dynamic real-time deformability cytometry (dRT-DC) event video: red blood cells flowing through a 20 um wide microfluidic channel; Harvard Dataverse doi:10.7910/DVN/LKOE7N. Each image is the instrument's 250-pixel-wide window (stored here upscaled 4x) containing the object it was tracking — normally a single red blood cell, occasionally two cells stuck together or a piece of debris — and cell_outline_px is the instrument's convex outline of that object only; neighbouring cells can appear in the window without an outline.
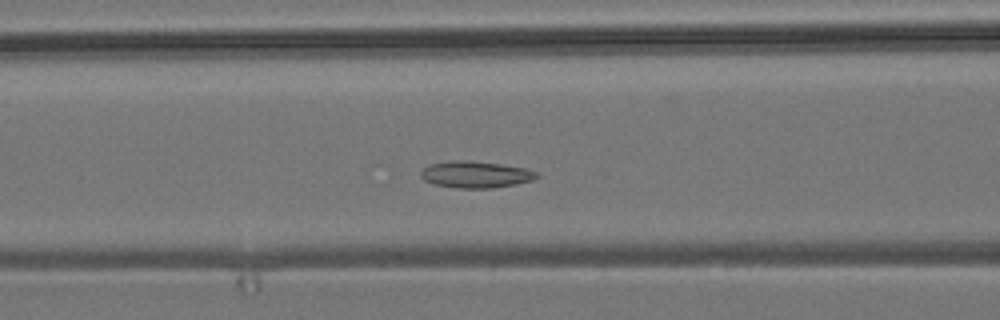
{"species": "common noctule bat (a hibernating species)", "species_latin": "Nyctalus noctula", "temperature_condition": "room temperature", "stored_images_in_passage": 50, "camera_frame_rate_fps": 3000, "um_per_image_px": 0.085, "animal": {"sex": "male", "body_mass_g": 19.2, "forearm_length_mm": 51.8}, "frame": {"image": 1, "passage_image": 18, "time_ms": 5.667, "image_size_px": [1000, 320], "cell_outline_px": [[540, 176], [532, 180], [516, 184], [492, 188], [456, 188], [436, 184], [424, 180], [420, 176], [420, 172], [428, 164], [452, 160], [468, 160], [500, 164], [524, 168], [540, 172]], "centroid_in_image_um": [40.44, 14.82], "position_along_channel_um": 126.2, "area_um2": 18.09}}
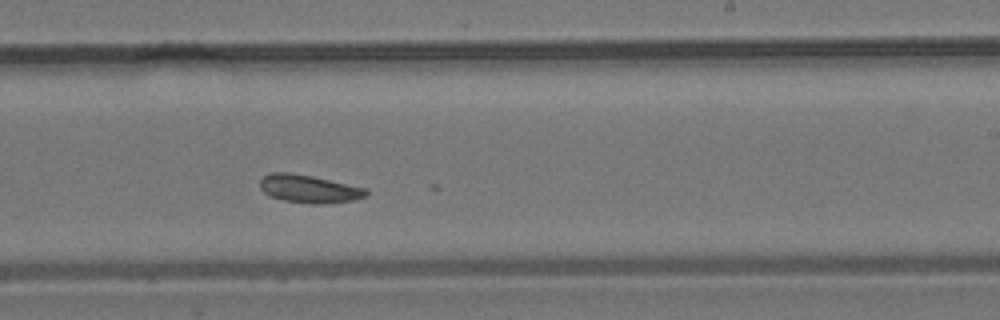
{"frame": {"image": 2, "passage_image": 29, "time_ms": 9.333, "image_size_px": [1000, 320], "cell_outline_px": [[368, 196], [352, 200], [324, 204], [312, 204], [284, 200], [268, 196], [260, 188], [260, 180], [268, 172], [288, 172], [312, 176], [368, 188]], "centroid_in_image_um": [26.27, 16.05], "position_along_channel_um": 262.7, "area_um2": 17.46}}
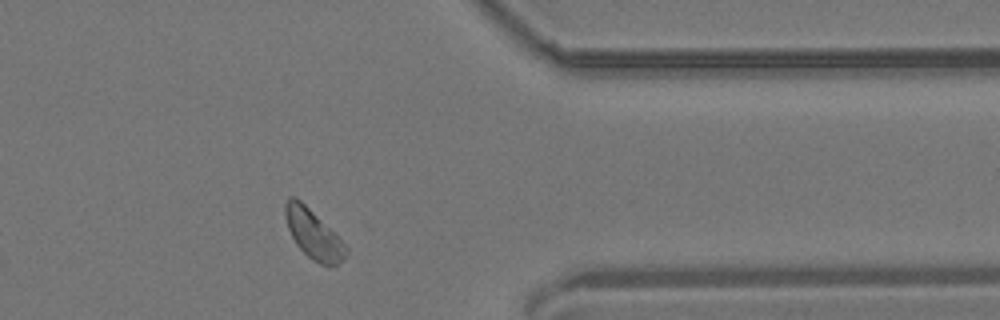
{"frame": {"image": 3, "passage_image": 40, "time_ms": 13.0, "image_size_px": [1000, 320], "cell_outline_px": [[348, 252], [344, 260], [328, 268], [312, 260], [296, 244], [288, 228], [284, 216], [284, 204], [288, 196], [296, 196], [348, 248]], "centroid_in_image_um": [26.6, 19.92], "position_along_channel_um": 384.8, "area_um2": 17.11}}